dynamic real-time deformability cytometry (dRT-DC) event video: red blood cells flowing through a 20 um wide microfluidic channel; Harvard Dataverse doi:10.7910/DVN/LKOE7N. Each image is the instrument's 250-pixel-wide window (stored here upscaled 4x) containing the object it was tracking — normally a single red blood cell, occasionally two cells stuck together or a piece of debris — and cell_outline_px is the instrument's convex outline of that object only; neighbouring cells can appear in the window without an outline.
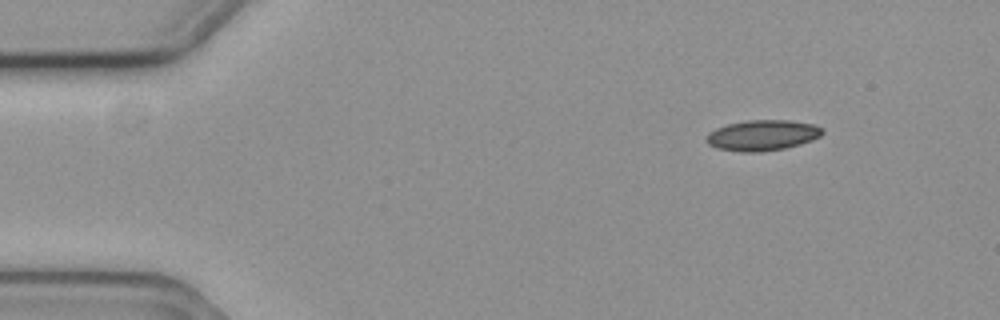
{"species": "common noctule bat (a hibernating species)", "species_latin": "Nyctalus noctula", "temperature_condition": "cold", "stored_images_in_passage": 4, "camera_frame_rate_fps": 3000, "um_per_image_px": 0.085, "animal": {"sex": "female", "body_mass_g": 19.3, "forearm_length_mm": 54.1}, "frame": {"image": 1, "passage_image": 1, "time_ms": 0.0, "image_size_px": [1000, 320], "cell_outline_px": [[824, 132], [820, 136], [812, 140], [800, 144], [784, 148], [760, 152], [740, 152], [716, 148], [708, 144], [704, 140], [708, 132], [716, 128], [728, 124], [748, 120], [788, 120], [812, 124], [820, 128]], "centroid_in_image_um": [64.75, 11.5], "position_along_channel_um": 20.2, "area_um2": 20.69}}
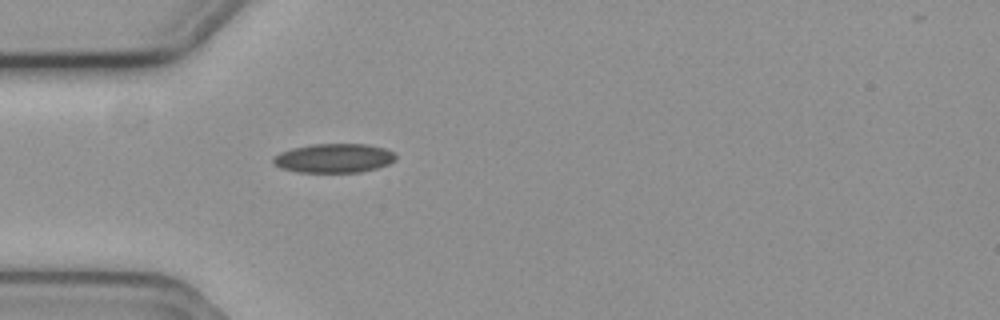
{"frame": {"image": 2, "passage_image": 4, "time_ms": 1.0, "image_size_px": [1000, 320], "cell_outline_px": [[396, 160], [388, 164], [376, 168], [360, 172], [296, 172], [280, 168], [272, 164], [272, 156], [280, 152], [292, 148], [312, 144], [368, 144], [384, 148], [392, 152], [396, 156]], "centroid_in_image_um": [28.34, 13.44], "position_along_channel_um": 56.7, "area_um2": 20.92}}